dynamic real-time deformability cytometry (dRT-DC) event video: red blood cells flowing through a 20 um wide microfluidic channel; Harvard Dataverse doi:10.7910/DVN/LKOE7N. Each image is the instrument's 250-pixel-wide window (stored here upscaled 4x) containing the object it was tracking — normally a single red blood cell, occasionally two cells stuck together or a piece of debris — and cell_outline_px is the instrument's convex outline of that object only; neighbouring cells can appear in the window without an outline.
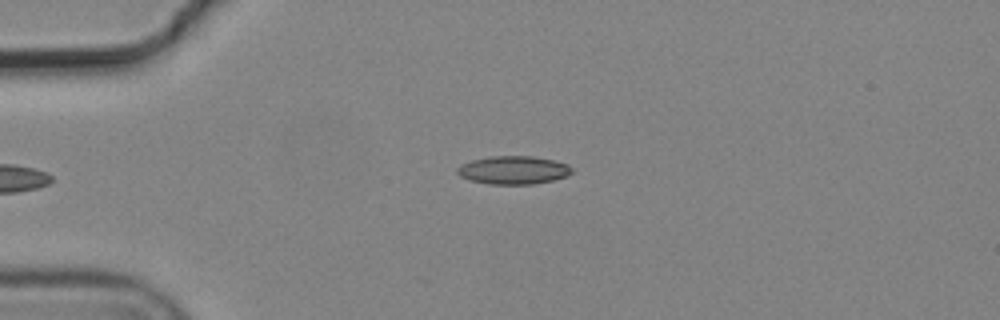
{"species": "common noctule bat (a hibernating species)", "species_latin": "Nyctalus noctula", "temperature_condition": "cold", "stored_images_in_passage": 2, "camera_frame_rate_fps": 3000, "um_per_image_px": 0.085, "animal": {"sex": "male", "body_mass_g": 19.2, "forearm_length_mm": 51.8}, "frame": {"image": 1, "passage_image": 2, "time_ms": 0.333, "image_size_px": [1000, 320], "cell_outline_px": [[572, 172], [568, 176], [552, 180], [532, 184], [488, 184], [468, 180], [460, 176], [456, 172], [456, 168], [460, 164], [472, 160], [488, 156], [532, 156], [552, 160], [568, 164], [572, 168]], "centroid_in_image_um": [43.6, 14.46], "position_along_channel_um": 41.4, "area_um2": 18.96}}